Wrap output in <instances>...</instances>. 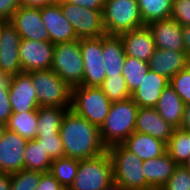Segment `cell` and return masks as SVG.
Here are the masks:
<instances>
[{"instance_id": "cell-14", "label": "cell", "mask_w": 190, "mask_h": 190, "mask_svg": "<svg viewBox=\"0 0 190 190\" xmlns=\"http://www.w3.org/2000/svg\"><path fill=\"white\" fill-rule=\"evenodd\" d=\"M21 36L8 21L0 34V72L12 76L22 72L19 58Z\"/></svg>"}, {"instance_id": "cell-46", "label": "cell", "mask_w": 190, "mask_h": 190, "mask_svg": "<svg viewBox=\"0 0 190 190\" xmlns=\"http://www.w3.org/2000/svg\"><path fill=\"white\" fill-rule=\"evenodd\" d=\"M0 190H10V174L0 172Z\"/></svg>"}, {"instance_id": "cell-39", "label": "cell", "mask_w": 190, "mask_h": 190, "mask_svg": "<svg viewBox=\"0 0 190 190\" xmlns=\"http://www.w3.org/2000/svg\"><path fill=\"white\" fill-rule=\"evenodd\" d=\"M171 18L182 27L190 25V0H172Z\"/></svg>"}, {"instance_id": "cell-29", "label": "cell", "mask_w": 190, "mask_h": 190, "mask_svg": "<svg viewBox=\"0 0 190 190\" xmlns=\"http://www.w3.org/2000/svg\"><path fill=\"white\" fill-rule=\"evenodd\" d=\"M144 25L171 18L172 0H138Z\"/></svg>"}, {"instance_id": "cell-8", "label": "cell", "mask_w": 190, "mask_h": 190, "mask_svg": "<svg viewBox=\"0 0 190 190\" xmlns=\"http://www.w3.org/2000/svg\"><path fill=\"white\" fill-rule=\"evenodd\" d=\"M51 70L56 72L71 88L82 85L83 59L79 39L54 45Z\"/></svg>"}, {"instance_id": "cell-23", "label": "cell", "mask_w": 190, "mask_h": 190, "mask_svg": "<svg viewBox=\"0 0 190 190\" xmlns=\"http://www.w3.org/2000/svg\"><path fill=\"white\" fill-rule=\"evenodd\" d=\"M122 144L142 161L153 159L166 153L165 142L148 134L135 131Z\"/></svg>"}, {"instance_id": "cell-17", "label": "cell", "mask_w": 190, "mask_h": 190, "mask_svg": "<svg viewBox=\"0 0 190 190\" xmlns=\"http://www.w3.org/2000/svg\"><path fill=\"white\" fill-rule=\"evenodd\" d=\"M150 29L156 49L185 51L182 26L168 18L147 25Z\"/></svg>"}, {"instance_id": "cell-37", "label": "cell", "mask_w": 190, "mask_h": 190, "mask_svg": "<svg viewBox=\"0 0 190 190\" xmlns=\"http://www.w3.org/2000/svg\"><path fill=\"white\" fill-rule=\"evenodd\" d=\"M160 190H190V170L177 165L173 175Z\"/></svg>"}, {"instance_id": "cell-1", "label": "cell", "mask_w": 190, "mask_h": 190, "mask_svg": "<svg viewBox=\"0 0 190 190\" xmlns=\"http://www.w3.org/2000/svg\"><path fill=\"white\" fill-rule=\"evenodd\" d=\"M59 134L66 157L82 160L107 151V147L101 141L99 127L72 109H68L64 115Z\"/></svg>"}, {"instance_id": "cell-2", "label": "cell", "mask_w": 190, "mask_h": 190, "mask_svg": "<svg viewBox=\"0 0 190 190\" xmlns=\"http://www.w3.org/2000/svg\"><path fill=\"white\" fill-rule=\"evenodd\" d=\"M138 108L131 97L112 102L109 113L99 128L101 141L107 148L122 144L134 132Z\"/></svg>"}, {"instance_id": "cell-30", "label": "cell", "mask_w": 190, "mask_h": 190, "mask_svg": "<svg viewBox=\"0 0 190 190\" xmlns=\"http://www.w3.org/2000/svg\"><path fill=\"white\" fill-rule=\"evenodd\" d=\"M166 152L177 165H183L190 156V131L175 128L166 143Z\"/></svg>"}, {"instance_id": "cell-40", "label": "cell", "mask_w": 190, "mask_h": 190, "mask_svg": "<svg viewBox=\"0 0 190 190\" xmlns=\"http://www.w3.org/2000/svg\"><path fill=\"white\" fill-rule=\"evenodd\" d=\"M19 7L20 0H0V17L10 21Z\"/></svg>"}, {"instance_id": "cell-13", "label": "cell", "mask_w": 190, "mask_h": 190, "mask_svg": "<svg viewBox=\"0 0 190 190\" xmlns=\"http://www.w3.org/2000/svg\"><path fill=\"white\" fill-rule=\"evenodd\" d=\"M8 92L13 113L34 111L40 107L31 74L28 72H20L12 76Z\"/></svg>"}, {"instance_id": "cell-38", "label": "cell", "mask_w": 190, "mask_h": 190, "mask_svg": "<svg viewBox=\"0 0 190 190\" xmlns=\"http://www.w3.org/2000/svg\"><path fill=\"white\" fill-rule=\"evenodd\" d=\"M36 139L41 143L50 159L53 161L64 157V147L60 135H38Z\"/></svg>"}, {"instance_id": "cell-9", "label": "cell", "mask_w": 190, "mask_h": 190, "mask_svg": "<svg viewBox=\"0 0 190 190\" xmlns=\"http://www.w3.org/2000/svg\"><path fill=\"white\" fill-rule=\"evenodd\" d=\"M59 5L64 17L73 26L78 39L106 35L102 11L84 8L65 0L59 1Z\"/></svg>"}, {"instance_id": "cell-45", "label": "cell", "mask_w": 190, "mask_h": 190, "mask_svg": "<svg viewBox=\"0 0 190 190\" xmlns=\"http://www.w3.org/2000/svg\"><path fill=\"white\" fill-rule=\"evenodd\" d=\"M183 42L187 56H190V25L182 27Z\"/></svg>"}, {"instance_id": "cell-50", "label": "cell", "mask_w": 190, "mask_h": 190, "mask_svg": "<svg viewBox=\"0 0 190 190\" xmlns=\"http://www.w3.org/2000/svg\"><path fill=\"white\" fill-rule=\"evenodd\" d=\"M187 68H188L189 71H190V56L187 58Z\"/></svg>"}, {"instance_id": "cell-28", "label": "cell", "mask_w": 190, "mask_h": 190, "mask_svg": "<svg viewBox=\"0 0 190 190\" xmlns=\"http://www.w3.org/2000/svg\"><path fill=\"white\" fill-rule=\"evenodd\" d=\"M52 164L48 152L35 138L27 141L24 152V168L41 172H49Z\"/></svg>"}, {"instance_id": "cell-35", "label": "cell", "mask_w": 190, "mask_h": 190, "mask_svg": "<svg viewBox=\"0 0 190 190\" xmlns=\"http://www.w3.org/2000/svg\"><path fill=\"white\" fill-rule=\"evenodd\" d=\"M10 80V75L0 72V127H4L13 113L8 92Z\"/></svg>"}, {"instance_id": "cell-22", "label": "cell", "mask_w": 190, "mask_h": 190, "mask_svg": "<svg viewBox=\"0 0 190 190\" xmlns=\"http://www.w3.org/2000/svg\"><path fill=\"white\" fill-rule=\"evenodd\" d=\"M177 164L166 152L162 156L143 161L142 168L147 184L160 190L173 175Z\"/></svg>"}, {"instance_id": "cell-42", "label": "cell", "mask_w": 190, "mask_h": 190, "mask_svg": "<svg viewBox=\"0 0 190 190\" xmlns=\"http://www.w3.org/2000/svg\"><path fill=\"white\" fill-rule=\"evenodd\" d=\"M81 7L90 9H96L103 12L104 4L106 0H65Z\"/></svg>"}, {"instance_id": "cell-26", "label": "cell", "mask_w": 190, "mask_h": 190, "mask_svg": "<svg viewBox=\"0 0 190 190\" xmlns=\"http://www.w3.org/2000/svg\"><path fill=\"white\" fill-rule=\"evenodd\" d=\"M67 110L68 108L56 106H40L37 109L38 126L36 137L38 135H60L59 130Z\"/></svg>"}, {"instance_id": "cell-20", "label": "cell", "mask_w": 190, "mask_h": 190, "mask_svg": "<svg viewBox=\"0 0 190 190\" xmlns=\"http://www.w3.org/2000/svg\"><path fill=\"white\" fill-rule=\"evenodd\" d=\"M168 84L169 79L149 69L131 98L139 107L155 108Z\"/></svg>"}, {"instance_id": "cell-6", "label": "cell", "mask_w": 190, "mask_h": 190, "mask_svg": "<svg viewBox=\"0 0 190 190\" xmlns=\"http://www.w3.org/2000/svg\"><path fill=\"white\" fill-rule=\"evenodd\" d=\"M113 182L112 162L108 152L79 160L73 184L68 190H102Z\"/></svg>"}, {"instance_id": "cell-44", "label": "cell", "mask_w": 190, "mask_h": 190, "mask_svg": "<svg viewBox=\"0 0 190 190\" xmlns=\"http://www.w3.org/2000/svg\"><path fill=\"white\" fill-rule=\"evenodd\" d=\"M179 129L190 131V104L184 106L182 121Z\"/></svg>"}, {"instance_id": "cell-43", "label": "cell", "mask_w": 190, "mask_h": 190, "mask_svg": "<svg viewBox=\"0 0 190 190\" xmlns=\"http://www.w3.org/2000/svg\"><path fill=\"white\" fill-rule=\"evenodd\" d=\"M58 0H20V6L41 8L46 5L57 3Z\"/></svg>"}, {"instance_id": "cell-41", "label": "cell", "mask_w": 190, "mask_h": 190, "mask_svg": "<svg viewBox=\"0 0 190 190\" xmlns=\"http://www.w3.org/2000/svg\"><path fill=\"white\" fill-rule=\"evenodd\" d=\"M64 188L50 172H43L39 185L35 190H63Z\"/></svg>"}, {"instance_id": "cell-16", "label": "cell", "mask_w": 190, "mask_h": 190, "mask_svg": "<svg viewBox=\"0 0 190 190\" xmlns=\"http://www.w3.org/2000/svg\"><path fill=\"white\" fill-rule=\"evenodd\" d=\"M40 14L51 43L57 44L78 39L73 26L64 17L59 1L41 7Z\"/></svg>"}, {"instance_id": "cell-34", "label": "cell", "mask_w": 190, "mask_h": 190, "mask_svg": "<svg viewBox=\"0 0 190 190\" xmlns=\"http://www.w3.org/2000/svg\"><path fill=\"white\" fill-rule=\"evenodd\" d=\"M42 173L24 168L10 174V190H35L40 183Z\"/></svg>"}, {"instance_id": "cell-4", "label": "cell", "mask_w": 190, "mask_h": 190, "mask_svg": "<svg viewBox=\"0 0 190 190\" xmlns=\"http://www.w3.org/2000/svg\"><path fill=\"white\" fill-rule=\"evenodd\" d=\"M106 35H117L145 26L138 0H106L102 12Z\"/></svg>"}, {"instance_id": "cell-32", "label": "cell", "mask_w": 190, "mask_h": 190, "mask_svg": "<svg viewBox=\"0 0 190 190\" xmlns=\"http://www.w3.org/2000/svg\"><path fill=\"white\" fill-rule=\"evenodd\" d=\"M148 70V63L141 61L138 58L129 56L125 57L122 75L127 83L130 94H132L138 88Z\"/></svg>"}, {"instance_id": "cell-21", "label": "cell", "mask_w": 190, "mask_h": 190, "mask_svg": "<svg viewBox=\"0 0 190 190\" xmlns=\"http://www.w3.org/2000/svg\"><path fill=\"white\" fill-rule=\"evenodd\" d=\"M187 58L185 51L155 49L148 61V66L150 70L170 80L187 67Z\"/></svg>"}, {"instance_id": "cell-10", "label": "cell", "mask_w": 190, "mask_h": 190, "mask_svg": "<svg viewBox=\"0 0 190 190\" xmlns=\"http://www.w3.org/2000/svg\"><path fill=\"white\" fill-rule=\"evenodd\" d=\"M79 41L83 59L82 86L99 87L106 78L102 56V36L83 38Z\"/></svg>"}, {"instance_id": "cell-3", "label": "cell", "mask_w": 190, "mask_h": 190, "mask_svg": "<svg viewBox=\"0 0 190 190\" xmlns=\"http://www.w3.org/2000/svg\"><path fill=\"white\" fill-rule=\"evenodd\" d=\"M112 162L113 181L125 190H153L146 182L142 168L143 161L123 144L107 148Z\"/></svg>"}, {"instance_id": "cell-33", "label": "cell", "mask_w": 190, "mask_h": 190, "mask_svg": "<svg viewBox=\"0 0 190 190\" xmlns=\"http://www.w3.org/2000/svg\"><path fill=\"white\" fill-rule=\"evenodd\" d=\"M99 88L111 102L122 101L131 97L127 83L122 74L117 76H106Z\"/></svg>"}, {"instance_id": "cell-25", "label": "cell", "mask_w": 190, "mask_h": 190, "mask_svg": "<svg viewBox=\"0 0 190 190\" xmlns=\"http://www.w3.org/2000/svg\"><path fill=\"white\" fill-rule=\"evenodd\" d=\"M184 106L185 104L178 93L168 84L162 91L155 109L167 122L175 128H179Z\"/></svg>"}, {"instance_id": "cell-7", "label": "cell", "mask_w": 190, "mask_h": 190, "mask_svg": "<svg viewBox=\"0 0 190 190\" xmlns=\"http://www.w3.org/2000/svg\"><path fill=\"white\" fill-rule=\"evenodd\" d=\"M112 102L99 87L72 88L71 109L99 128L104 123Z\"/></svg>"}, {"instance_id": "cell-36", "label": "cell", "mask_w": 190, "mask_h": 190, "mask_svg": "<svg viewBox=\"0 0 190 190\" xmlns=\"http://www.w3.org/2000/svg\"><path fill=\"white\" fill-rule=\"evenodd\" d=\"M171 87L178 93L185 105L190 104V71L186 67L169 80Z\"/></svg>"}, {"instance_id": "cell-31", "label": "cell", "mask_w": 190, "mask_h": 190, "mask_svg": "<svg viewBox=\"0 0 190 190\" xmlns=\"http://www.w3.org/2000/svg\"><path fill=\"white\" fill-rule=\"evenodd\" d=\"M79 167V159L71 157H60L52 161L50 173L64 189H69Z\"/></svg>"}, {"instance_id": "cell-19", "label": "cell", "mask_w": 190, "mask_h": 190, "mask_svg": "<svg viewBox=\"0 0 190 190\" xmlns=\"http://www.w3.org/2000/svg\"><path fill=\"white\" fill-rule=\"evenodd\" d=\"M126 56L138 58L148 63L155 51L152 33L147 25L119 35Z\"/></svg>"}, {"instance_id": "cell-24", "label": "cell", "mask_w": 190, "mask_h": 190, "mask_svg": "<svg viewBox=\"0 0 190 190\" xmlns=\"http://www.w3.org/2000/svg\"><path fill=\"white\" fill-rule=\"evenodd\" d=\"M102 56L106 76L122 74L126 55L120 36L102 35Z\"/></svg>"}, {"instance_id": "cell-15", "label": "cell", "mask_w": 190, "mask_h": 190, "mask_svg": "<svg viewBox=\"0 0 190 190\" xmlns=\"http://www.w3.org/2000/svg\"><path fill=\"white\" fill-rule=\"evenodd\" d=\"M22 39L50 41L41 18L40 8L20 6L10 20Z\"/></svg>"}, {"instance_id": "cell-49", "label": "cell", "mask_w": 190, "mask_h": 190, "mask_svg": "<svg viewBox=\"0 0 190 190\" xmlns=\"http://www.w3.org/2000/svg\"><path fill=\"white\" fill-rule=\"evenodd\" d=\"M183 166L190 170V156L187 158V160L183 163Z\"/></svg>"}, {"instance_id": "cell-48", "label": "cell", "mask_w": 190, "mask_h": 190, "mask_svg": "<svg viewBox=\"0 0 190 190\" xmlns=\"http://www.w3.org/2000/svg\"><path fill=\"white\" fill-rule=\"evenodd\" d=\"M8 21H6L4 18L0 17V34H1V30L3 28V26L7 23Z\"/></svg>"}, {"instance_id": "cell-11", "label": "cell", "mask_w": 190, "mask_h": 190, "mask_svg": "<svg viewBox=\"0 0 190 190\" xmlns=\"http://www.w3.org/2000/svg\"><path fill=\"white\" fill-rule=\"evenodd\" d=\"M54 45L50 41L21 39L19 58L22 72H33L51 69Z\"/></svg>"}, {"instance_id": "cell-27", "label": "cell", "mask_w": 190, "mask_h": 190, "mask_svg": "<svg viewBox=\"0 0 190 190\" xmlns=\"http://www.w3.org/2000/svg\"><path fill=\"white\" fill-rule=\"evenodd\" d=\"M38 124L37 110L12 113L4 127L10 131L16 132L27 141L36 138Z\"/></svg>"}, {"instance_id": "cell-12", "label": "cell", "mask_w": 190, "mask_h": 190, "mask_svg": "<svg viewBox=\"0 0 190 190\" xmlns=\"http://www.w3.org/2000/svg\"><path fill=\"white\" fill-rule=\"evenodd\" d=\"M26 144L24 137L0 127V172L12 174L24 169Z\"/></svg>"}, {"instance_id": "cell-5", "label": "cell", "mask_w": 190, "mask_h": 190, "mask_svg": "<svg viewBox=\"0 0 190 190\" xmlns=\"http://www.w3.org/2000/svg\"><path fill=\"white\" fill-rule=\"evenodd\" d=\"M39 106L71 109L72 88L53 70L30 72Z\"/></svg>"}, {"instance_id": "cell-47", "label": "cell", "mask_w": 190, "mask_h": 190, "mask_svg": "<svg viewBox=\"0 0 190 190\" xmlns=\"http://www.w3.org/2000/svg\"><path fill=\"white\" fill-rule=\"evenodd\" d=\"M102 190H125L120 184L112 182L109 186L103 188Z\"/></svg>"}, {"instance_id": "cell-18", "label": "cell", "mask_w": 190, "mask_h": 190, "mask_svg": "<svg viewBox=\"0 0 190 190\" xmlns=\"http://www.w3.org/2000/svg\"><path fill=\"white\" fill-rule=\"evenodd\" d=\"M174 129L175 127L161 117L155 108H138L135 132L148 134L167 143Z\"/></svg>"}]
</instances>
